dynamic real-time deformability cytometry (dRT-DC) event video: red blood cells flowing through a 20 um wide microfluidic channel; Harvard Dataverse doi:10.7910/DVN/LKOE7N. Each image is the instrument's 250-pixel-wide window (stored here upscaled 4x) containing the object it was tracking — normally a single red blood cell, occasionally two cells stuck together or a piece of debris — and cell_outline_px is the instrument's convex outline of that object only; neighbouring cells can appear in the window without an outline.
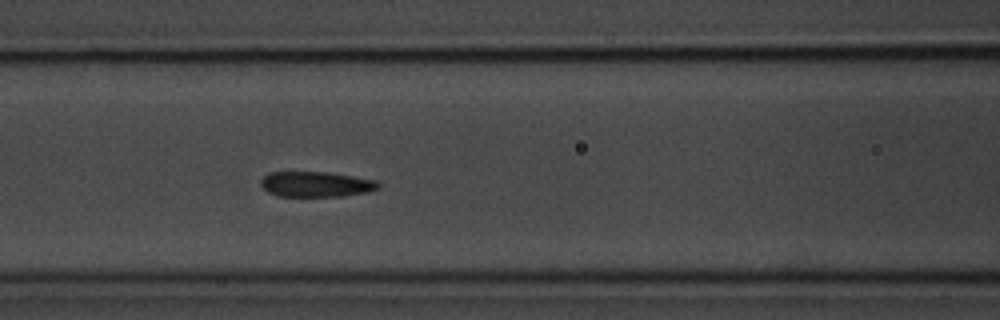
{"species": "common noctule bat (a hibernating species)", "species_latin": "Nyctalus noctula", "temperature_condition": "room temperature", "stored_images_in_passage": 7, "segment_of_instrument_passage": [1, 2], "camera_frame_rate_fps": 3000, "um_per_image_px": 0.085, "animal": {"sex": "male", "body_mass_g": 20.1, "forearm_length_mm": 53.5}, "frame": {"image": 1, "passage_image": 6, "time_ms": 5.667, "image_size_px": [1000, 320], "cell_outline_px": [[380, 188], [368, 192], [344, 196], [276, 196], [268, 192], [260, 184], [260, 180], [268, 172], [328, 172], [376, 180], [380, 184]], "centroid_in_image_um": [26.86, 15.66], "position_along_channel_um": 139.7, "area_um2": 17.46}}